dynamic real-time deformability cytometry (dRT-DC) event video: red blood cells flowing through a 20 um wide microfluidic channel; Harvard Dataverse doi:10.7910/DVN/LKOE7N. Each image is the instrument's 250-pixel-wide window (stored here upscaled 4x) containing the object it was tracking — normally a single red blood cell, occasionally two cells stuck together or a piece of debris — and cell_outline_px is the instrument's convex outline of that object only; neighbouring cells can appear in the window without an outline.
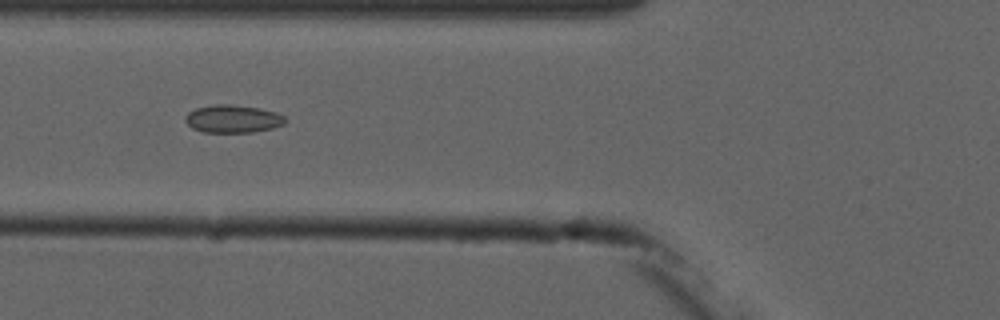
{"species": "common noctule bat (a hibernating species)", "species_latin": "Nyctalus noctula", "temperature_condition": "cold", "stored_images_in_passage": 5, "camera_frame_rate_fps": 3000, "um_per_image_px": 0.085, "animal": {"sex": "male", "forearm_length_mm": 52.5}, "frame": {"image": 1, "passage_image": 5, "time_ms": 5.0, "image_size_px": [1000, 320], "cell_outline_px": [[288, 120], [284, 124], [272, 128], [252, 132], [204, 132], [192, 128], [184, 120], [184, 116], [188, 112], [196, 108], [216, 104], [228, 104], [260, 108], [276, 112], [284, 116]], "centroid_in_image_um": [19.79, 10.1], "position_along_channel_um": 106.0, "area_um2": 16.24}}